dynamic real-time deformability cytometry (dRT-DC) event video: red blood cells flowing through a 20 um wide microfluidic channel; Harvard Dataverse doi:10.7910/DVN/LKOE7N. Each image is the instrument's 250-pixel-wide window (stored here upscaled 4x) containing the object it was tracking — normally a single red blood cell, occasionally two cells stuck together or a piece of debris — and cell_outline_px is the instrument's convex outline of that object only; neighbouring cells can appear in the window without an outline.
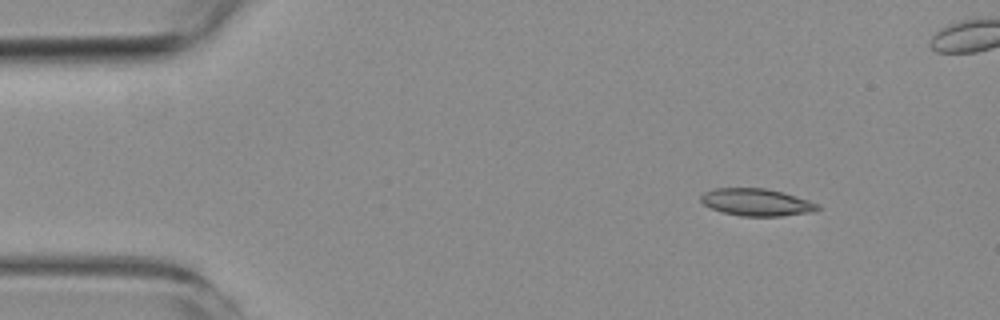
{"species": "common noctule bat (a hibernating species)", "species_latin": "Nyctalus noctula", "temperature_condition": "room temperature", "stored_images_in_passage": 4, "camera_frame_rate_fps": 3000, "um_per_image_px": 0.085, "animal": {"sex": "female", "body_mass_g": 19.3, "forearm_length_mm": 54.1}, "frame": {"image": 1, "passage_image": 1, "time_ms": 0.0, "image_size_px": [1000, 320], "cell_outline_px": [[820, 208], [812, 212], [780, 216], [740, 216], [724, 212], [712, 208], [704, 204], [700, 200], [700, 196], [704, 192], [716, 188], [764, 188], [784, 192], [820, 204]], "centroid_in_image_um": [64.32, 17.19], "position_along_channel_um": 20.7, "area_um2": 18.5}}